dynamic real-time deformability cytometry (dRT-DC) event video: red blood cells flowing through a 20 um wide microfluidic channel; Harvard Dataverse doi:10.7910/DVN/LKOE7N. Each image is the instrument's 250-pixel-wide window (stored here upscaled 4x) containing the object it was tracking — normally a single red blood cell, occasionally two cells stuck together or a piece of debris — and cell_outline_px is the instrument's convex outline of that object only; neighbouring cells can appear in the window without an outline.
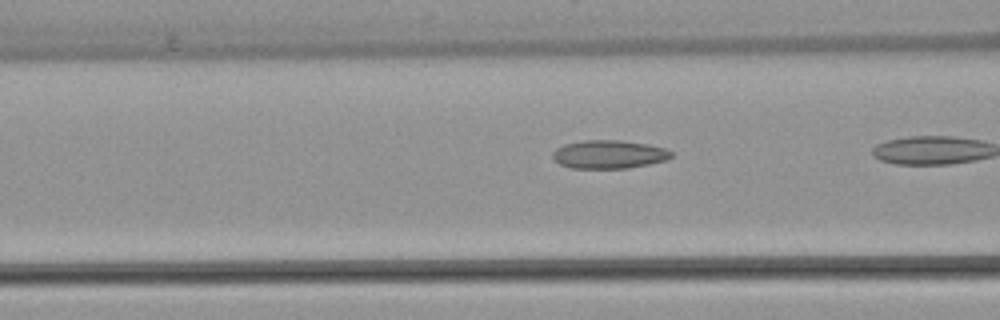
{"species": "common noctule bat (a hibernating species)", "species_latin": "Nyctalus noctula", "temperature_condition": "warm", "stored_images_in_passage": 25, "camera_frame_rate_fps": 3000, "um_per_image_px": 0.085, "animal": {"sex": "female", "body_mass_g": 22.7, "forearm_length_mm": 54.2}, "frame": {"image": 1, "passage_image": 18, "time_ms": 5.667, "image_size_px": [1000, 320], "cell_outline_px": [[672, 156], [668, 160], [628, 168], [572, 168], [560, 164], [552, 156], [552, 152], [556, 148], [564, 144], [584, 140], [620, 140], [648, 144], [664, 148], [672, 152]], "centroid_in_image_um": [51.76, 13.11], "position_along_channel_um": 114.8, "area_um2": 19.59}}